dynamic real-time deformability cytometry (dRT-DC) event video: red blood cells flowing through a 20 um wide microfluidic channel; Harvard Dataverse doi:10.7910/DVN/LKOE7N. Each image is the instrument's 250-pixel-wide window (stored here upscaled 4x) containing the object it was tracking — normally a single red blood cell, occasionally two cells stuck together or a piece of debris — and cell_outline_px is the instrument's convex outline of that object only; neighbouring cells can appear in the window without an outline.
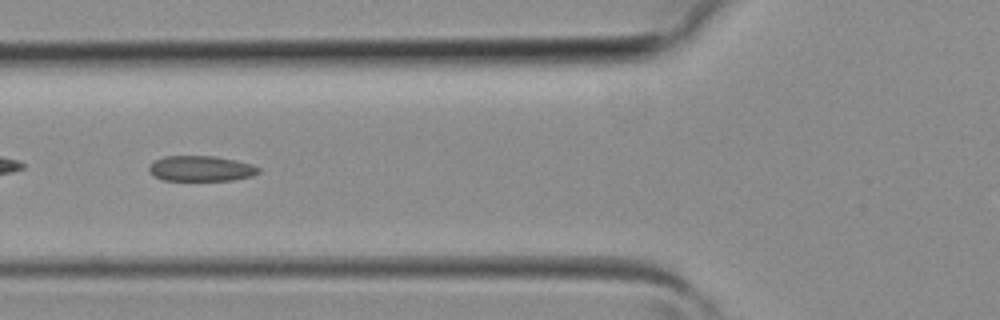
{"species": "common noctule bat (a hibernating species)", "species_latin": "Nyctalus noctula", "temperature_condition": "room temperature", "stored_images_in_passage": 5, "camera_frame_rate_fps": 3000, "um_per_image_px": 0.085, "animal": {"sex": "female", "body_mass_g": 19.3, "forearm_length_mm": 54.1}, "frame": {"image": 1, "passage_image": 5, "time_ms": 1.333, "image_size_px": [1000, 320], "cell_outline_px": [[260, 172], [252, 176], [232, 180], [164, 180], [156, 176], [148, 168], [156, 160], [164, 156], [216, 156], [236, 160], [252, 164], [260, 168]], "centroid_in_image_um": [17.15, 14.32], "position_along_channel_um": 108.7, "area_um2": 16.07}}